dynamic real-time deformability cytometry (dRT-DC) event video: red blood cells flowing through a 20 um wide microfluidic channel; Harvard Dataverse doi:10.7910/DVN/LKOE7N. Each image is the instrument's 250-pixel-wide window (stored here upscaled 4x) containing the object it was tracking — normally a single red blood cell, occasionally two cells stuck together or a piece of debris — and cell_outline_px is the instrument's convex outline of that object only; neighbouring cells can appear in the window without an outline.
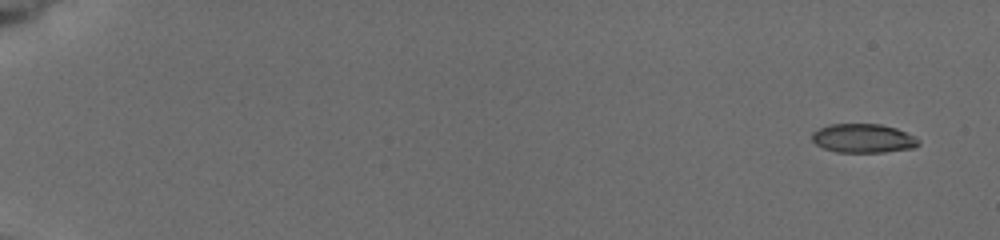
{"species": "common noctule bat (a hibernating species)", "species_latin": "Nyctalus noctula", "temperature_condition": "cold", "stored_images_in_passage": 8, "camera_frame_rate_fps": 3000, "um_per_image_px": 0.085, "animal": {"sex": "female", "body_mass_g": 19.5, "forearm_length_mm": 54.1}, "frame": {"image": 1, "passage_image": 1, "time_ms": 0.0, "image_size_px": [1000, 240], "cell_outline_px": [[920, 144], [912, 148], [884, 152], [836, 152], [824, 148], [816, 144], [812, 140], [812, 132], [828, 124], [880, 124], [896, 128], [916, 136], [920, 140]], "centroid_in_image_um": [73.39, 11.75], "position_along_channel_um": 11.6, "area_um2": 18.03}}
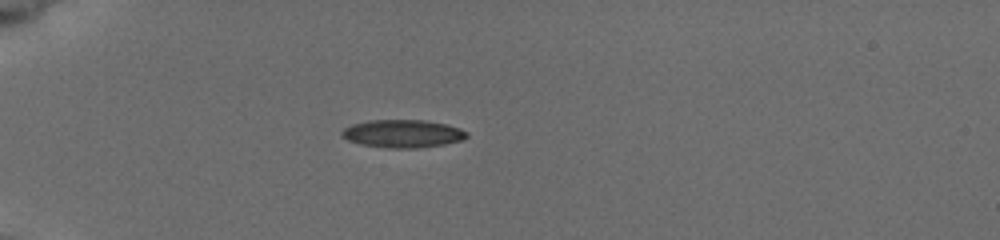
{"frame": {"image": 2, "passage_image": 6, "time_ms": 5.0, "image_size_px": [1000, 240], "cell_outline_px": [[468, 136], [460, 140], [444, 144], [412, 148], [388, 148], [360, 144], [348, 140], [340, 136], [340, 132], [344, 128], [352, 124], [368, 120], [424, 120], [448, 124], [460, 128], [468, 132]], "centroid_in_image_um": [34.2, 11.35], "position_along_channel_um": 50.8, "area_um2": 20.35}}
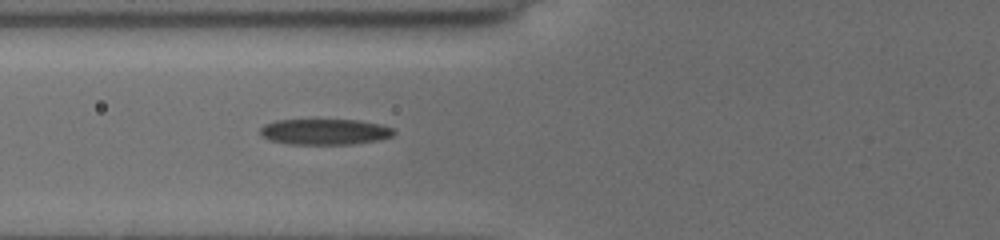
{"frame": {"image": 3, "passage_image": 8, "time_ms": 7.0, "image_size_px": [1000, 240], "cell_outline_px": [[396, 132], [392, 136], [380, 140], [352, 144], [288, 144], [268, 140], [260, 136], [260, 128], [264, 124], [276, 120], [360, 120], [380, 124], [392, 128]], "centroid_in_image_um": [27.59, 11.2], "position_along_channel_um": 98.2, "area_um2": 20.29}}